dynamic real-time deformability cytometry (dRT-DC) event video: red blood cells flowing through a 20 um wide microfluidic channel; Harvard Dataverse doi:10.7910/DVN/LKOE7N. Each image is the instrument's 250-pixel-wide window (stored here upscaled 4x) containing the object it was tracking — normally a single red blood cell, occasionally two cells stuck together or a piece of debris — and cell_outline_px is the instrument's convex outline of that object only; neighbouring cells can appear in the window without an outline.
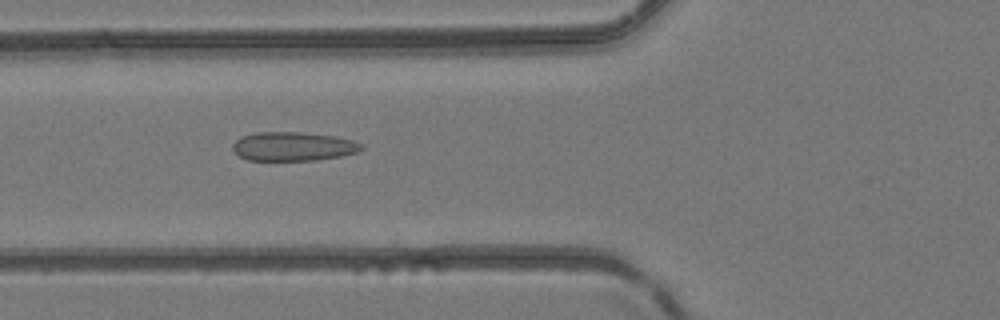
{"species": "common noctule bat (a hibernating species)", "species_latin": "Nyctalus noctula", "temperature_condition": "room temperature", "stored_images_in_passage": 49, "camera_frame_rate_fps": 3000, "um_per_image_px": 0.085, "animal": {"sex": "female", "body_mass_g": 24.6, "forearm_length_mm": 56.2}, "frame": {"image": 1, "passage_image": 19, "time_ms": 6.0, "image_size_px": [1000, 320], "cell_outline_px": [[364, 148], [356, 152], [340, 156], [316, 160], [248, 160], [240, 156], [232, 148], [232, 144], [240, 136], [256, 132], [304, 132], [332, 136], [352, 140], [360, 144]], "centroid_in_image_um": [24.88, 12.44], "position_along_channel_um": 100.9, "area_um2": 21.56}}
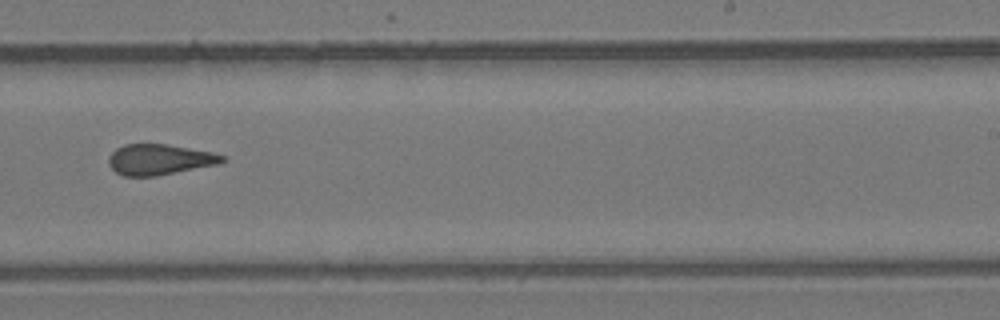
{"frame": {"image": 2, "passage_image": 31, "time_ms": 10.0, "image_size_px": [1000, 320], "cell_outline_px": [[224, 160], [220, 164], [156, 176], [124, 176], [116, 172], [108, 164], [108, 156], [116, 148], [124, 144], [168, 144], [212, 152], [224, 156]], "centroid_in_image_um": [13.54, 13.56], "position_along_channel_um": 275.5, "area_um2": 20.35}}
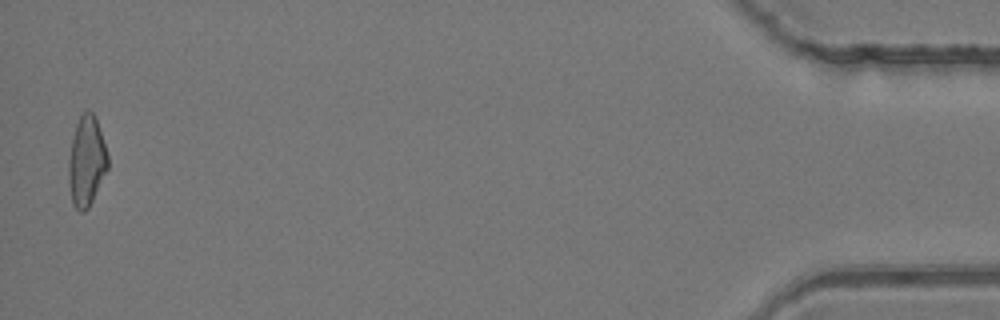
{"frame": {"image": 3, "passage_image": 48, "time_ms": 15.667, "image_size_px": [1000, 320], "cell_outline_px": [[108, 168], [88, 208], [84, 212], [80, 212], [72, 204], [68, 180], [68, 160], [72, 140], [76, 124], [80, 112], [88, 108], [92, 112], [96, 120], [108, 156]], "centroid_in_image_um": [7.33, 13.69], "position_along_channel_um": 427.9, "area_um2": 20.52}}